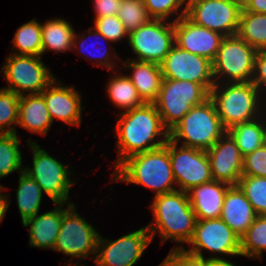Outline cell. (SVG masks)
Here are the masks:
<instances>
[{
  "label": "cell",
  "mask_w": 266,
  "mask_h": 266,
  "mask_svg": "<svg viewBox=\"0 0 266 266\" xmlns=\"http://www.w3.org/2000/svg\"><path fill=\"white\" fill-rule=\"evenodd\" d=\"M27 143L33 153V168L26 166L24 172L37 182L54 204L71 203L68 197L73 182L69 177V165H64L50 156L36 142H31L29 139Z\"/></svg>",
  "instance_id": "ba28073f"
},
{
  "label": "cell",
  "mask_w": 266,
  "mask_h": 266,
  "mask_svg": "<svg viewBox=\"0 0 266 266\" xmlns=\"http://www.w3.org/2000/svg\"><path fill=\"white\" fill-rule=\"evenodd\" d=\"M225 132L215 105L209 98L193 106L169 131V138L178 144L183 139V146L207 151Z\"/></svg>",
  "instance_id": "5b68a950"
},
{
  "label": "cell",
  "mask_w": 266,
  "mask_h": 266,
  "mask_svg": "<svg viewBox=\"0 0 266 266\" xmlns=\"http://www.w3.org/2000/svg\"><path fill=\"white\" fill-rule=\"evenodd\" d=\"M266 251V215H257L249 229L240 238L241 256L261 258Z\"/></svg>",
  "instance_id": "1f68e13d"
},
{
  "label": "cell",
  "mask_w": 266,
  "mask_h": 266,
  "mask_svg": "<svg viewBox=\"0 0 266 266\" xmlns=\"http://www.w3.org/2000/svg\"><path fill=\"white\" fill-rule=\"evenodd\" d=\"M220 85L219 82L214 84L210 90V99L226 131L237 124L261 117L259 108L262 96L252 82H227Z\"/></svg>",
  "instance_id": "277c9868"
},
{
  "label": "cell",
  "mask_w": 266,
  "mask_h": 266,
  "mask_svg": "<svg viewBox=\"0 0 266 266\" xmlns=\"http://www.w3.org/2000/svg\"><path fill=\"white\" fill-rule=\"evenodd\" d=\"M168 257L177 265V266H205L209 261H227L229 260L219 258V256H212L208 258H202L200 256L191 254L187 252L183 245L181 247L173 248Z\"/></svg>",
  "instance_id": "ab89813d"
},
{
  "label": "cell",
  "mask_w": 266,
  "mask_h": 266,
  "mask_svg": "<svg viewBox=\"0 0 266 266\" xmlns=\"http://www.w3.org/2000/svg\"><path fill=\"white\" fill-rule=\"evenodd\" d=\"M13 43L16 55H33L42 57V32L41 23L32 19L31 21L21 25L14 38Z\"/></svg>",
  "instance_id": "f546056e"
},
{
  "label": "cell",
  "mask_w": 266,
  "mask_h": 266,
  "mask_svg": "<svg viewBox=\"0 0 266 266\" xmlns=\"http://www.w3.org/2000/svg\"><path fill=\"white\" fill-rule=\"evenodd\" d=\"M237 186L257 215H266V177L242 175Z\"/></svg>",
  "instance_id": "d6a6232c"
},
{
  "label": "cell",
  "mask_w": 266,
  "mask_h": 266,
  "mask_svg": "<svg viewBox=\"0 0 266 266\" xmlns=\"http://www.w3.org/2000/svg\"><path fill=\"white\" fill-rule=\"evenodd\" d=\"M17 133H0V179L15 171L23 172Z\"/></svg>",
  "instance_id": "4dcf8cb0"
},
{
  "label": "cell",
  "mask_w": 266,
  "mask_h": 266,
  "mask_svg": "<svg viewBox=\"0 0 266 266\" xmlns=\"http://www.w3.org/2000/svg\"><path fill=\"white\" fill-rule=\"evenodd\" d=\"M209 98L210 92L199 83L163 79L158 97L153 103L163 125L170 131L193 106Z\"/></svg>",
  "instance_id": "8992f818"
},
{
  "label": "cell",
  "mask_w": 266,
  "mask_h": 266,
  "mask_svg": "<svg viewBox=\"0 0 266 266\" xmlns=\"http://www.w3.org/2000/svg\"><path fill=\"white\" fill-rule=\"evenodd\" d=\"M121 0H94L95 19L106 16H117Z\"/></svg>",
  "instance_id": "b9f144b4"
},
{
  "label": "cell",
  "mask_w": 266,
  "mask_h": 266,
  "mask_svg": "<svg viewBox=\"0 0 266 266\" xmlns=\"http://www.w3.org/2000/svg\"><path fill=\"white\" fill-rule=\"evenodd\" d=\"M67 207L62 210V222L53 250L81 260L90 254L96 257L100 234L80 217L74 204L69 203Z\"/></svg>",
  "instance_id": "30bf717a"
},
{
  "label": "cell",
  "mask_w": 266,
  "mask_h": 266,
  "mask_svg": "<svg viewBox=\"0 0 266 266\" xmlns=\"http://www.w3.org/2000/svg\"><path fill=\"white\" fill-rule=\"evenodd\" d=\"M46 102L41 93L19 98L18 125L32 133L47 135L52 124Z\"/></svg>",
  "instance_id": "cb8c5ba5"
},
{
  "label": "cell",
  "mask_w": 266,
  "mask_h": 266,
  "mask_svg": "<svg viewBox=\"0 0 266 266\" xmlns=\"http://www.w3.org/2000/svg\"><path fill=\"white\" fill-rule=\"evenodd\" d=\"M150 207L155 223L151 222L146 227L152 240L158 232L162 242L170 239L181 244L192 239L197 218L187 192L175 190L157 195Z\"/></svg>",
  "instance_id": "3957f363"
},
{
  "label": "cell",
  "mask_w": 266,
  "mask_h": 266,
  "mask_svg": "<svg viewBox=\"0 0 266 266\" xmlns=\"http://www.w3.org/2000/svg\"><path fill=\"white\" fill-rule=\"evenodd\" d=\"M237 35L257 51L266 50V14L241 9Z\"/></svg>",
  "instance_id": "83f0119b"
},
{
  "label": "cell",
  "mask_w": 266,
  "mask_h": 266,
  "mask_svg": "<svg viewBox=\"0 0 266 266\" xmlns=\"http://www.w3.org/2000/svg\"><path fill=\"white\" fill-rule=\"evenodd\" d=\"M128 44L137 57L133 60L161 64L174 46V21L151 19L128 35Z\"/></svg>",
  "instance_id": "8fae6325"
},
{
  "label": "cell",
  "mask_w": 266,
  "mask_h": 266,
  "mask_svg": "<svg viewBox=\"0 0 266 266\" xmlns=\"http://www.w3.org/2000/svg\"><path fill=\"white\" fill-rule=\"evenodd\" d=\"M55 209L43 214H36L27 219L23 226H29V245L32 247L54 249L62 222V210L65 203H55Z\"/></svg>",
  "instance_id": "7402d4cb"
},
{
  "label": "cell",
  "mask_w": 266,
  "mask_h": 266,
  "mask_svg": "<svg viewBox=\"0 0 266 266\" xmlns=\"http://www.w3.org/2000/svg\"><path fill=\"white\" fill-rule=\"evenodd\" d=\"M230 187L229 184L212 180L188 191L197 220L220 218L225 194Z\"/></svg>",
  "instance_id": "ffe728a7"
},
{
  "label": "cell",
  "mask_w": 266,
  "mask_h": 266,
  "mask_svg": "<svg viewBox=\"0 0 266 266\" xmlns=\"http://www.w3.org/2000/svg\"><path fill=\"white\" fill-rule=\"evenodd\" d=\"M225 36L192 22L186 15L174 21L175 45L213 61Z\"/></svg>",
  "instance_id": "e0dca14e"
},
{
  "label": "cell",
  "mask_w": 266,
  "mask_h": 266,
  "mask_svg": "<svg viewBox=\"0 0 266 266\" xmlns=\"http://www.w3.org/2000/svg\"><path fill=\"white\" fill-rule=\"evenodd\" d=\"M242 175L266 177V147L264 145L243 157Z\"/></svg>",
  "instance_id": "74e56055"
},
{
  "label": "cell",
  "mask_w": 266,
  "mask_h": 266,
  "mask_svg": "<svg viewBox=\"0 0 266 266\" xmlns=\"http://www.w3.org/2000/svg\"><path fill=\"white\" fill-rule=\"evenodd\" d=\"M168 152L175 182L183 192L213 180L211 165L205 150L186 147L168 140Z\"/></svg>",
  "instance_id": "7c38bea8"
},
{
  "label": "cell",
  "mask_w": 266,
  "mask_h": 266,
  "mask_svg": "<svg viewBox=\"0 0 266 266\" xmlns=\"http://www.w3.org/2000/svg\"><path fill=\"white\" fill-rule=\"evenodd\" d=\"M42 57L11 54L6 57L1 68L9 86L3 89L13 91L19 96L41 93L54 79L49 68L41 61Z\"/></svg>",
  "instance_id": "9c48e42d"
},
{
  "label": "cell",
  "mask_w": 266,
  "mask_h": 266,
  "mask_svg": "<svg viewBox=\"0 0 266 266\" xmlns=\"http://www.w3.org/2000/svg\"><path fill=\"white\" fill-rule=\"evenodd\" d=\"M162 76L170 80H188L203 85L209 92L215 84L212 61L174 44L160 64Z\"/></svg>",
  "instance_id": "9a60e30c"
},
{
  "label": "cell",
  "mask_w": 266,
  "mask_h": 266,
  "mask_svg": "<svg viewBox=\"0 0 266 266\" xmlns=\"http://www.w3.org/2000/svg\"><path fill=\"white\" fill-rule=\"evenodd\" d=\"M112 174L114 181H125L142 185L153 190L157 195L178 190L168 152L165 145L125 159Z\"/></svg>",
  "instance_id": "7a4b0ae2"
},
{
  "label": "cell",
  "mask_w": 266,
  "mask_h": 266,
  "mask_svg": "<svg viewBox=\"0 0 266 266\" xmlns=\"http://www.w3.org/2000/svg\"><path fill=\"white\" fill-rule=\"evenodd\" d=\"M264 146L266 147V128H265V135H264Z\"/></svg>",
  "instance_id": "c3c4849f"
},
{
  "label": "cell",
  "mask_w": 266,
  "mask_h": 266,
  "mask_svg": "<svg viewBox=\"0 0 266 266\" xmlns=\"http://www.w3.org/2000/svg\"><path fill=\"white\" fill-rule=\"evenodd\" d=\"M147 13L151 19L166 20L170 15H176L174 21L180 19L187 13L188 0H143ZM185 4V7L183 5ZM180 8L183 10L180 12Z\"/></svg>",
  "instance_id": "d590c367"
},
{
  "label": "cell",
  "mask_w": 266,
  "mask_h": 266,
  "mask_svg": "<svg viewBox=\"0 0 266 266\" xmlns=\"http://www.w3.org/2000/svg\"><path fill=\"white\" fill-rule=\"evenodd\" d=\"M237 3H239L241 6H243L247 1L249 0H235Z\"/></svg>",
  "instance_id": "7dc6e473"
},
{
  "label": "cell",
  "mask_w": 266,
  "mask_h": 266,
  "mask_svg": "<svg viewBox=\"0 0 266 266\" xmlns=\"http://www.w3.org/2000/svg\"><path fill=\"white\" fill-rule=\"evenodd\" d=\"M188 244L192 246L186 251L202 258L203 249L212 254L241 256L240 237L221 218L197 220L193 237Z\"/></svg>",
  "instance_id": "2e32d148"
},
{
  "label": "cell",
  "mask_w": 266,
  "mask_h": 266,
  "mask_svg": "<svg viewBox=\"0 0 266 266\" xmlns=\"http://www.w3.org/2000/svg\"><path fill=\"white\" fill-rule=\"evenodd\" d=\"M158 266H177L168 256Z\"/></svg>",
  "instance_id": "bcb514c9"
},
{
  "label": "cell",
  "mask_w": 266,
  "mask_h": 266,
  "mask_svg": "<svg viewBox=\"0 0 266 266\" xmlns=\"http://www.w3.org/2000/svg\"><path fill=\"white\" fill-rule=\"evenodd\" d=\"M42 55L46 51L65 52L73 50V38L75 31L64 19L54 18L41 24Z\"/></svg>",
  "instance_id": "d4e9b609"
},
{
  "label": "cell",
  "mask_w": 266,
  "mask_h": 266,
  "mask_svg": "<svg viewBox=\"0 0 266 266\" xmlns=\"http://www.w3.org/2000/svg\"><path fill=\"white\" fill-rule=\"evenodd\" d=\"M205 266H236L231 261H209Z\"/></svg>",
  "instance_id": "f6af8a7d"
},
{
  "label": "cell",
  "mask_w": 266,
  "mask_h": 266,
  "mask_svg": "<svg viewBox=\"0 0 266 266\" xmlns=\"http://www.w3.org/2000/svg\"><path fill=\"white\" fill-rule=\"evenodd\" d=\"M20 96L3 88H0V133H16L15 125H18Z\"/></svg>",
  "instance_id": "e575fe53"
},
{
  "label": "cell",
  "mask_w": 266,
  "mask_h": 266,
  "mask_svg": "<svg viewBox=\"0 0 266 266\" xmlns=\"http://www.w3.org/2000/svg\"><path fill=\"white\" fill-rule=\"evenodd\" d=\"M123 65L122 68L132 69L133 73L127 76L142 100L145 103H153L158 97L164 79L160 65L133 59L123 62Z\"/></svg>",
  "instance_id": "603a6c76"
},
{
  "label": "cell",
  "mask_w": 266,
  "mask_h": 266,
  "mask_svg": "<svg viewBox=\"0 0 266 266\" xmlns=\"http://www.w3.org/2000/svg\"><path fill=\"white\" fill-rule=\"evenodd\" d=\"M88 36L87 37H92V36H101L102 39L108 42H110L109 40H107V38H105L102 34H100L97 30L95 29H90L88 31ZM80 37V35H74L73 38V50L75 49V46L79 45L80 50L85 51L86 46H85V41L87 40L85 37V34H82V37L80 40H78L77 38ZM84 38L86 40H84ZM98 38V37H97ZM77 39V40H76ZM84 40V41H83ZM78 42V43H77ZM77 43V44H76ZM92 47H94L93 45H91ZM88 47V46H87ZM97 50V48H95ZM99 49V48H98ZM87 50V49H86ZM91 50V48L89 50H87V54H89L90 56L94 57L93 60L95 59V64L96 66H104L105 68H107L108 70H112L114 67L113 64V60H111V55L109 54L110 52H108V50H103V51H98L97 55L91 50V52H89ZM89 52V53H88ZM95 54V55H94ZM98 59V60H97ZM98 63V64H97Z\"/></svg>",
  "instance_id": "f35d334b"
},
{
  "label": "cell",
  "mask_w": 266,
  "mask_h": 266,
  "mask_svg": "<svg viewBox=\"0 0 266 266\" xmlns=\"http://www.w3.org/2000/svg\"><path fill=\"white\" fill-rule=\"evenodd\" d=\"M117 17L122 21L128 34L151 20L143 0H121Z\"/></svg>",
  "instance_id": "836d02e7"
},
{
  "label": "cell",
  "mask_w": 266,
  "mask_h": 266,
  "mask_svg": "<svg viewBox=\"0 0 266 266\" xmlns=\"http://www.w3.org/2000/svg\"><path fill=\"white\" fill-rule=\"evenodd\" d=\"M119 114L115 128L119 158L115 169L128 157L159 148L169 140V130L163 125L154 103H144Z\"/></svg>",
  "instance_id": "6da1fadb"
},
{
  "label": "cell",
  "mask_w": 266,
  "mask_h": 266,
  "mask_svg": "<svg viewBox=\"0 0 266 266\" xmlns=\"http://www.w3.org/2000/svg\"><path fill=\"white\" fill-rule=\"evenodd\" d=\"M242 6L235 0H188L186 16L223 36L236 35Z\"/></svg>",
  "instance_id": "4fadbf2b"
},
{
  "label": "cell",
  "mask_w": 266,
  "mask_h": 266,
  "mask_svg": "<svg viewBox=\"0 0 266 266\" xmlns=\"http://www.w3.org/2000/svg\"><path fill=\"white\" fill-rule=\"evenodd\" d=\"M242 9L248 12L266 14V0H249L242 6Z\"/></svg>",
  "instance_id": "7bdbcfd3"
},
{
  "label": "cell",
  "mask_w": 266,
  "mask_h": 266,
  "mask_svg": "<svg viewBox=\"0 0 266 266\" xmlns=\"http://www.w3.org/2000/svg\"><path fill=\"white\" fill-rule=\"evenodd\" d=\"M257 214L238 186H231L224 198L220 218L240 238L249 229Z\"/></svg>",
  "instance_id": "44dd1931"
},
{
  "label": "cell",
  "mask_w": 266,
  "mask_h": 266,
  "mask_svg": "<svg viewBox=\"0 0 266 266\" xmlns=\"http://www.w3.org/2000/svg\"><path fill=\"white\" fill-rule=\"evenodd\" d=\"M106 87L109 99L116 107L124 109L123 112L132 110L145 103L127 75H113Z\"/></svg>",
  "instance_id": "f1b7e54d"
},
{
  "label": "cell",
  "mask_w": 266,
  "mask_h": 266,
  "mask_svg": "<svg viewBox=\"0 0 266 266\" xmlns=\"http://www.w3.org/2000/svg\"><path fill=\"white\" fill-rule=\"evenodd\" d=\"M94 22L95 26L93 28L111 42H117L129 35L122 21L117 16L96 18Z\"/></svg>",
  "instance_id": "8d00e7d4"
},
{
  "label": "cell",
  "mask_w": 266,
  "mask_h": 266,
  "mask_svg": "<svg viewBox=\"0 0 266 266\" xmlns=\"http://www.w3.org/2000/svg\"><path fill=\"white\" fill-rule=\"evenodd\" d=\"M252 83L263 95L264 88H266V50L257 51Z\"/></svg>",
  "instance_id": "60d3db41"
},
{
  "label": "cell",
  "mask_w": 266,
  "mask_h": 266,
  "mask_svg": "<svg viewBox=\"0 0 266 266\" xmlns=\"http://www.w3.org/2000/svg\"><path fill=\"white\" fill-rule=\"evenodd\" d=\"M4 188L5 187H3L0 190V192L3 191ZM7 198L8 197L6 194L0 193V223L2 222L3 218L5 217L6 211L9 208V203L11 202V201L8 202Z\"/></svg>",
  "instance_id": "ee69618b"
},
{
  "label": "cell",
  "mask_w": 266,
  "mask_h": 266,
  "mask_svg": "<svg viewBox=\"0 0 266 266\" xmlns=\"http://www.w3.org/2000/svg\"><path fill=\"white\" fill-rule=\"evenodd\" d=\"M206 152L213 180L237 186L242 177L243 156L232 136L226 131Z\"/></svg>",
  "instance_id": "ac0fdd59"
},
{
  "label": "cell",
  "mask_w": 266,
  "mask_h": 266,
  "mask_svg": "<svg viewBox=\"0 0 266 266\" xmlns=\"http://www.w3.org/2000/svg\"><path fill=\"white\" fill-rule=\"evenodd\" d=\"M256 54L257 50L237 34L225 36L212 61L215 83L252 82Z\"/></svg>",
  "instance_id": "52a82bcc"
},
{
  "label": "cell",
  "mask_w": 266,
  "mask_h": 266,
  "mask_svg": "<svg viewBox=\"0 0 266 266\" xmlns=\"http://www.w3.org/2000/svg\"><path fill=\"white\" fill-rule=\"evenodd\" d=\"M265 128V118L258 117L248 122L237 124L227 130V132L235 140L241 155L244 157L264 145Z\"/></svg>",
  "instance_id": "484cf974"
},
{
  "label": "cell",
  "mask_w": 266,
  "mask_h": 266,
  "mask_svg": "<svg viewBox=\"0 0 266 266\" xmlns=\"http://www.w3.org/2000/svg\"><path fill=\"white\" fill-rule=\"evenodd\" d=\"M151 242L146 226L114 241L100 235L94 262L97 266H133Z\"/></svg>",
  "instance_id": "5bb4252c"
},
{
  "label": "cell",
  "mask_w": 266,
  "mask_h": 266,
  "mask_svg": "<svg viewBox=\"0 0 266 266\" xmlns=\"http://www.w3.org/2000/svg\"><path fill=\"white\" fill-rule=\"evenodd\" d=\"M19 185L16 190L17 206L22 223L34 217L41 207L42 194L44 193L37 182L24 171L20 172Z\"/></svg>",
  "instance_id": "4316f807"
},
{
  "label": "cell",
  "mask_w": 266,
  "mask_h": 266,
  "mask_svg": "<svg viewBox=\"0 0 266 266\" xmlns=\"http://www.w3.org/2000/svg\"><path fill=\"white\" fill-rule=\"evenodd\" d=\"M60 85V86H59ZM52 122L54 119L78 127L81 124L80 92L72 86H61L55 78L42 92Z\"/></svg>",
  "instance_id": "d6986e66"
}]
</instances>
